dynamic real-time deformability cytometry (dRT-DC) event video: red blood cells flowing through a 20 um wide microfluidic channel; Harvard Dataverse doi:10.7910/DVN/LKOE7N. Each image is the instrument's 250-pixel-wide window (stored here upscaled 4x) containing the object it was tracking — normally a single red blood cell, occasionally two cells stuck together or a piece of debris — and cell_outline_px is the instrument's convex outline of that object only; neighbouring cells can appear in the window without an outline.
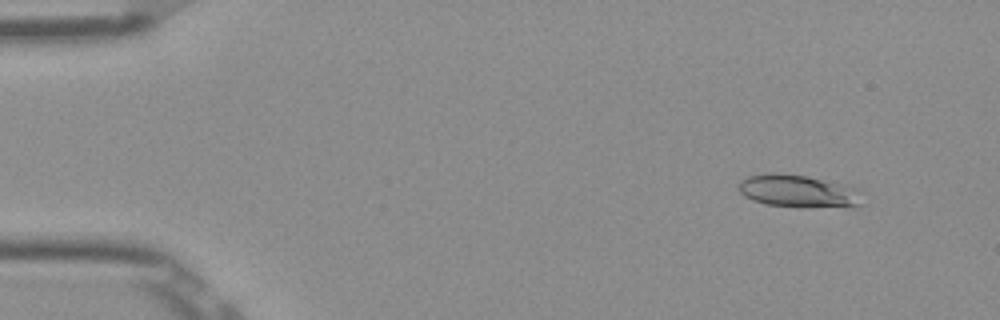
{"species": "Egyptian fruit bat (a non-hibernating species)", "species_latin": "Rousettus aegyptiacus", "temperature_condition": "room temperature", "stored_images_in_passage": 52, "camera_frame_rate_fps": 3000, "um_per_image_px": 0.085, "frame": {"image": 1, "passage_image": 5, "time_ms": 1.333, "image_size_px": [1000, 320], "cell_outline_px": [[868, 204], [856, 208], [800, 208], [764, 204], [752, 200], [744, 196], [740, 192], [740, 180], [748, 176], [764, 172], [776, 172], [808, 176], [848, 184], [860, 188], [864, 192]], "centroid_in_image_um": [68.07, 16.28], "position_along_channel_um": 16.9, "area_um2": 25.26}}
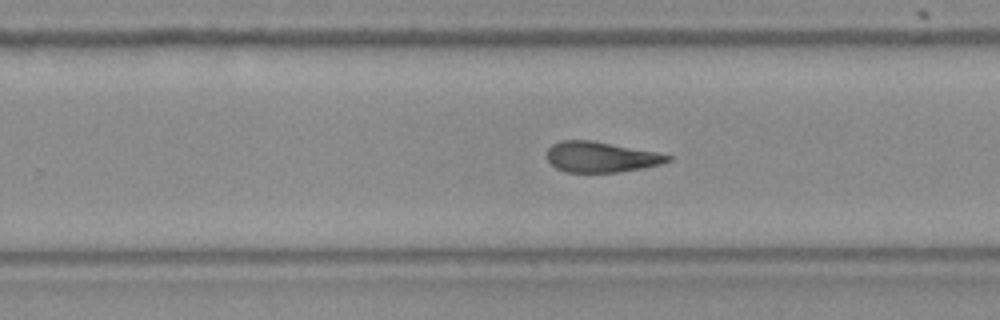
{"frame": {"image": 2, "passage_image": 33, "time_ms": 10.667, "image_size_px": [1000, 320], "cell_outline_px": [[672, 160], [660, 164], [620, 172], [564, 172], [556, 168], [548, 160], [548, 148], [552, 144], [560, 140], [592, 140], [656, 152], [672, 156]], "centroid_in_image_um": [51.06, 13.34], "position_along_channel_um": 278.7, "area_um2": 21.39}}
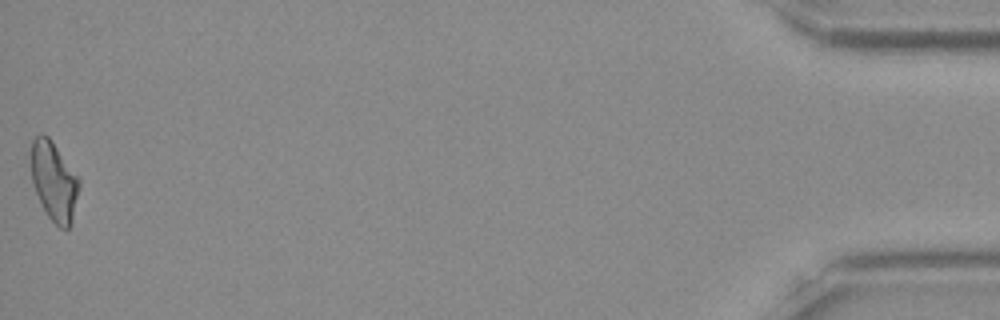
{"frame": {"image": 3, "passage_image": 52, "time_ms": 17.0, "image_size_px": [1000, 320], "cell_outline_px": [[80, 184], [72, 220], [68, 228], [60, 228], [48, 216], [36, 192], [32, 180], [32, 140], [40, 132], [48, 136], [52, 140], [80, 180]], "centroid_in_image_um": [4.6, 15.38], "position_along_channel_um": 430.6, "area_um2": 21.68}, "authors_computed_cell_mechanics": {"area_um2": 22.1663, "velocity_mm_per_s": 3.9061, "shape_relaxation_time_tau1_ms": null, "shape_relaxation_time_tau2_ms": 5.3059, "deformation_change_tau1": null, "deformation_change_tau2": 0.1478}}